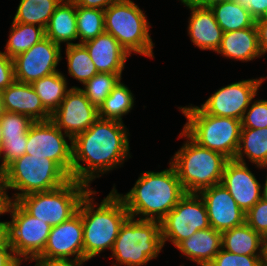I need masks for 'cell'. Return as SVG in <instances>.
<instances>
[{"label": "cell", "mask_w": 267, "mask_h": 266, "mask_svg": "<svg viewBox=\"0 0 267 266\" xmlns=\"http://www.w3.org/2000/svg\"><path fill=\"white\" fill-rule=\"evenodd\" d=\"M0 120L3 138L22 137L34 123L29 116L11 112H5Z\"/></svg>", "instance_id": "e575fe53"}, {"label": "cell", "mask_w": 267, "mask_h": 266, "mask_svg": "<svg viewBox=\"0 0 267 266\" xmlns=\"http://www.w3.org/2000/svg\"><path fill=\"white\" fill-rule=\"evenodd\" d=\"M217 55L234 61L250 62L262 58L256 24L242 30L223 33Z\"/></svg>", "instance_id": "7402d4cb"}, {"label": "cell", "mask_w": 267, "mask_h": 266, "mask_svg": "<svg viewBox=\"0 0 267 266\" xmlns=\"http://www.w3.org/2000/svg\"><path fill=\"white\" fill-rule=\"evenodd\" d=\"M105 32L111 34L132 56L154 59L155 43L151 38L146 13L133 0H119L104 10Z\"/></svg>", "instance_id": "52a82bcc"}, {"label": "cell", "mask_w": 267, "mask_h": 266, "mask_svg": "<svg viewBox=\"0 0 267 266\" xmlns=\"http://www.w3.org/2000/svg\"><path fill=\"white\" fill-rule=\"evenodd\" d=\"M4 181V175L0 174V216L9 215L7 213L9 204L11 202L10 195Z\"/></svg>", "instance_id": "bcb514c9"}, {"label": "cell", "mask_w": 267, "mask_h": 266, "mask_svg": "<svg viewBox=\"0 0 267 266\" xmlns=\"http://www.w3.org/2000/svg\"><path fill=\"white\" fill-rule=\"evenodd\" d=\"M231 1L236 2V3H239V4L247 5V3H248L250 0H231Z\"/></svg>", "instance_id": "f5cc1de1"}, {"label": "cell", "mask_w": 267, "mask_h": 266, "mask_svg": "<svg viewBox=\"0 0 267 266\" xmlns=\"http://www.w3.org/2000/svg\"><path fill=\"white\" fill-rule=\"evenodd\" d=\"M176 249L197 266H208L222 249V233L212 227L198 230L182 241Z\"/></svg>", "instance_id": "603a6c76"}, {"label": "cell", "mask_w": 267, "mask_h": 266, "mask_svg": "<svg viewBox=\"0 0 267 266\" xmlns=\"http://www.w3.org/2000/svg\"><path fill=\"white\" fill-rule=\"evenodd\" d=\"M45 36L63 47L74 45L78 39L76 5L69 0H62L55 8L45 28ZM74 41V42H73Z\"/></svg>", "instance_id": "cb8c5ba5"}, {"label": "cell", "mask_w": 267, "mask_h": 266, "mask_svg": "<svg viewBox=\"0 0 267 266\" xmlns=\"http://www.w3.org/2000/svg\"><path fill=\"white\" fill-rule=\"evenodd\" d=\"M248 166L235 159L228 160L221 181L245 213L261 199V183Z\"/></svg>", "instance_id": "ac0fdd59"}, {"label": "cell", "mask_w": 267, "mask_h": 266, "mask_svg": "<svg viewBox=\"0 0 267 266\" xmlns=\"http://www.w3.org/2000/svg\"><path fill=\"white\" fill-rule=\"evenodd\" d=\"M161 171H143L125 194L113 190L122 199L129 217L161 221L186 194L174 167Z\"/></svg>", "instance_id": "7a4b0ae2"}, {"label": "cell", "mask_w": 267, "mask_h": 266, "mask_svg": "<svg viewBox=\"0 0 267 266\" xmlns=\"http://www.w3.org/2000/svg\"><path fill=\"white\" fill-rule=\"evenodd\" d=\"M163 247L159 221L128 217L120 227L109 258L112 266H146L159 257Z\"/></svg>", "instance_id": "8992f818"}, {"label": "cell", "mask_w": 267, "mask_h": 266, "mask_svg": "<svg viewBox=\"0 0 267 266\" xmlns=\"http://www.w3.org/2000/svg\"><path fill=\"white\" fill-rule=\"evenodd\" d=\"M99 73L122 74L131 55L109 33L83 43Z\"/></svg>", "instance_id": "ffe728a7"}, {"label": "cell", "mask_w": 267, "mask_h": 266, "mask_svg": "<svg viewBox=\"0 0 267 266\" xmlns=\"http://www.w3.org/2000/svg\"><path fill=\"white\" fill-rule=\"evenodd\" d=\"M266 76L242 79L222 86L212 93L199 107L206 113L219 117L242 120L251 100L257 96Z\"/></svg>", "instance_id": "4fadbf2b"}, {"label": "cell", "mask_w": 267, "mask_h": 266, "mask_svg": "<svg viewBox=\"0 0 267 266\" xmlns=\"http://www.w3.org/2000/svg\"><path fill=\"white\" fill-rule=\"evenodd\" d=\"M208 266H267L265 256L236 255L221 249Z\"/></svg>", "instance_id": "8d00e7d4"}, {"label": "cell", "mask_w": 267, "mask_h": 266, "mask_svg": "<svg viewBox=\"0 0 267 266\" xmlns=\"http://www.w3.org/2000/svg\"><path fill=\"white\" fill-rule=\"evenodd\" d=\"M245 222L265 238L267 236V202L260 199L245 214Z\"/></svg>", "instance_id": "f35d334b"}, {"label": "cell", "mask_w": 267, "mask_h": 266, "mask_svg": "<svg viewBox=\"0 0 267 266\" xmlns=\"http://www.w3.org/2000/svg\"><path fill=\"white\" fill-rule=\"evenodd\" d=\"M97 191L90 189L78 209L83 223V261H89L107 250L112 251L121 225L129 217L122 199L111 189L100 203Z\"/></svg>", "instance_id": "3957f363"}, {"label": "cell", "mask_w": 267, "mask_h": 266, "mask_svg": "<svg viewBox=\"0 0 267 266\" xmlns=\"http://www.w3.org/2000/svg\"><path fill=\"white\" fill-rule=\"evenodd\" d=\"M185 141L170 158L181 185L186 193H199L219 184L229 160L223 154L199 146L183 130L179 137Z\"/></svg>", "instance_id": "277c9868"}, {"label": "cell", "mask_w": 267, "mask_h": 266, "mask_svg": "<svg viewBox=\"0 0 267 266\" xmlns=\"http://www.w3.org/2000/svg\"><path fill=\"white\" fill-rule=\"evenodd\" d=\"M5 108L3 103L2 91L0 90V118L5 114Z\"/></svg>", "instance_id": "f907efd6"}, {"label": "cell", "mask_w": 267, "mask_h": 266, "mask_svg": "<svg viewBox=\"0 0 267 266\" xmlns=\"http://www.w3.org/2000/svg\"><path fill=\"white\" fill-rule=\"evenodd\" d=\"M160 223L163 246L170 242L175 248L198 230L211 227L198 193H186Z\"/></svg>", "instance_id": "8fae6325"}, {"label": "cell", "mask_w": 267, "mask_h": 266, "mask_svg": "<svg viewBox=\"0 0 267 266\" xmlns=\"http://www.w3.org/2000/svg\"><path fill=\"white\" fill-rule=\"evenodd\" d=\"M9 244L22 262H30L45 249L52 226L28 214L16 201H11L8 211Z\"/></svg>", "instance_id": "30bf717a"}, {"label": "cell", "mask_w": 267, "mask_h": 266, "mask_svg": "<svg viewBox=\"0 0 267 266\" xmlns=\"http://www.w3.org/2000/svg\"><path fill=\"white\" fill-rule=\"evenodd\" d=\"M222 249L236 255L265 256V241L245 222L222 232Z\"/></svg>", "instance_id": "d4e9b609"}, {"label": "cell", "mask_w": 267, "mask_h": 266, "mask_svg": "<svg viewBox=\"0 0 267 266\" xmlns=\"http://www.w3.org/2000/svg\"><path fill=\"white\" fill-rule=\"evenodd\" d=\"M14 81L13 59L0 51V90H5Z\"/></svg>", "instance_id": "ab89813d"}, {"label": "cell", "mask_w": 267, "mask_h": 266, "mask_svg": "<svg viewBox=\"0 0 267 266\" xmlns=\"http://www.w3.org/2000/svg\"><path fill=\"white\" fill-rule=\"evenodd\" d=\"M178 1L190 11L186 32L193 45L201 51L216 53L224 32L215 20L213 11L209 7H201L185 0Z\"/></svg>", "instance_id": "d6986e66"}, {"label": "cell", "mask_w": 267, "mask_h": 266, "mask_svg": "<svg viewBox=\"0 0 267 266\" xmlns=\"http://www.w3.org/2000/svg\"><path fill=\"white\" fill-rule=\"evenodd\" d=\"M178 110L186 118L182 130L199 146L219 152L229 160L238 150L241 120L206 114L199 106L189 104Z\"/></svg>", "instance_id": "5b68a950"}, {"label": "cell", "mask_w": 267, "mask_h": 266, "mask_svg": "<svg viewBox=\"0 0 267 266\" xmlns=\"http://www.w3.org/2000/svg\"><path fill=\"white\" fill-rule=\"evenodd\" d=\"M89 190L90 188L84 183L70 179L57 189L31 193L16 202L28 214L53 227L68 220L77 212L81 199Z\"/></svg>", "instance_id": "9c48e42d"}, {"label": "cell", "mask_w": 267, "mask_h": 266, "mask_svg": "<svg viewBox=\"0 0 267 266\" xmlns=\"http://www.w3.org/2000/svg\"><path fill=\"white\" fill-rule=\"evenodd\" d=\"M68 78L62 71L54 72L31 83L44 108L52 114L61 104L67 91Z\"/></svg>", "instance_id": "4316f807"}, {"label": "cell", "mask_w": 267, "mask_h": 266, "mask_svg": "<svg viewBox=\"0 0 267 266\" xmlns=\"http://www.w3.org/2000/svg\"><path fill=\"white\" fill-rule=\"evenodd\" d=\"M246 8L255 20L267 16V0H250Z\"/></svg>", "instance_id": "ee69618b"}, {"label": "cell", "mask_w": 267, "mask_h": 266, "mask_svg": "<svg viewBox=\"0 0 267 266\" xmlns=\"http://www.w3.org/2000/svg\"><path fill=\"white\" fill-rule=\"evenodd\" d=\"M77 44L96 38L105 32L104 10L76 6Z\"/></svg>", "instance_id": "d6a6232c"}, {"label": "cell", "mask_w": 267, "mask_h": 266, "mask_svg": "<svg viewBox=\"0 0 267 266\" xmlns=\"http://www.w3.org/2000/svg\"><path fill=\"white\" fill-rule=\"evenodd\" d=\"M267 172V169H266ZM261 199L267 202V173L264 179V184L261 185Z\"/></svg>", "instance_id": "681fc988"}, {"label": "cell", "mask_w": 267, "mask_h": 266, "mask_svg": "<svg viewBox=\"0 0 267 266\" xmlns=\"http://www.w3.org/2000/svg\"><path fill=\"white\" fill-rule=\"evenodd\" d=\"M25 154L53 160L72 179V139L51 120L30 126Z\"/></svg>", "instance_id": "7c38bea8"}, {"label": "cell", "mask_w": 267, "mask_h": 266, "mask_svg": "<svg viewBox=\"0 0 267 266\" xmlns=\"http://www.w3.org/2000/svg\"><path fill=\"white\" fill-rule=\"evenodd\" d=\"M9 242L8 221L0 220V248L4 247Z\"/></svg>", "instance_id": "7dc6e473"}, {"label": "cell", "mask_w": 267, "mask_h": 266, "mask_svg": "<svg viewBox=\"0 0 267 266\" xmlns=\"http://www.w3.org/2000/svg\"><path fill=\"white\" fill-rule=\"evenodd\" d=\"M210 9L224 33L242 30L255 24V19L250 15L246 5L231 0L211 6Z\"/></svg>", "instance_id": "f1b7e54d"}, {"label": "cell", "mask_w": 267, "mask_h": 266, "mask_svg": "<svg viewBox=\"0 0 267 266\" xmlns=\"http://www.w3.org/2000/svg\"><path fill=\"white\" fill-rule=\"evenodd\" d=\"M45 36V28L32 24L13 22L3 51L10 58L29 50Z\"/></svg>", "instance_id": "f546056e"}, {"label": "cell", "mask_w": 267, "mask_h": 266, "mask_svg": "<svg viewBox=\"0 0 267 266\" xmlns=\"http://www.w3.org/2000/svg\"><path fill=\"white\" fill-rule=\"evenodd\" d=\"M27 133L22 137L3 138L0 154V170L3 172L12 162L25 154Z\"/></svg>", "instance_id": "74e56055"}, {"label": "cell", "mask_w": 267, "mask_h": 266, "mask_svg": "<svg viewBox=\"0 0 267 266\" xmlns=\"http://www.w3.org/2000/svg\"><path fill=\"white\" fill-rule=\"evenodd\" d=\"M2 146H3V132H2V125H1V120H0V154L2 151Z\"/></svg>", "instance_id": "816d5d0a"}, {"label": "cell", "mask_w": 267, "mask_h": 266, "mask_svg": "<svg viewBox=\"0 0 267 266\" xmlns=\"http://www.w3.org/2000/svg\"><path fill=\"white\" fill-rule=\"evenodd\" d=\"M264 241H265V262L267 265V236L264 238Z\"/></svg>", "instance_id": "db71d44e"}, {"label": "cell", "mask_w": 267, "mask_h": 266, "mask_svg": "<svg viewBox=\"0 0 267 266\" xmlns=\"http://www.w3.org/2000/svg\"><path fill=\"white\" fill-rule=\"evenodd\" d=\"M34 263L33 266H83L88 261L81 260H56V259H32L28 263ZM31 266V265H30Z\"/></svg>", "instance_id": "7bdbcfd3"}, {"label": "cell", "mask_w": 267, "mask_h": 266, "mask_svg": "<svg viewBox=\"0 0 267 266\" xmlns=\"http://www.w3.org/2000/svg\"><path fill=\"white\" fill-rule=\"evenodd\" d=\"M62 52L61 46L44 37L29 50L13 58L15 81L31 84L60 71L57 66L64 59Z\"/></svg>", "instance_id": "5bb4252c"}, {"label": "cell", "mask_w": 267, "mask_h": 266, "mask_svg": "<svg viewBox=\"0 0 267 266\" xmlns=\"http://www.w3.org/2000/svg\"><path fill=\"white\" fill-rule=\"evenodd\" d=\"M185 1L193 3V4L201 6V7H209L210 8L211 6H214V5L222 3V2L230 1V0H185Z\"/></svg>", "instance_id": "c3c4849f"}, {"label": "cell", "mask_w": 267, "mask_h": 266, "mask_svg": "<svg viewBox=\"0 0 267 266\" xmlns=\"http://www.w3.org/2000/svg\"><path fill=\"white\" fill-rule=\"evenodd\" d=\"M98 118V108L78 86L67 91L59 107L51 114V121L71 139L86 131Z\"/></svg>", "instance_id": "9a60e30c"}, {"label": "cell", "mask_w": 267, "mask_h": 266, "mask_svg": "<svg viewBox=\"0 0 267 266\" xmlns=\"http://www.w3.org/2000/svg\"><path fill=\"white\" fill-rule=\"evenodd\" d=\"M35 259L83 261V223L81 212L53 226L44 251Z\"/></svg>", "instance_id": "2e32d148"}, {"label": "cell", "mask_w": 267, "mask_h": 266, "mask_svg": "<svg viewBox=\"0 0 267 266\" xmlns=\"http://www.w3.org/2000/svg\"><path fill=\"white\" fill-rule=\"evenodd\" d=\"M121 79L109 96L98 108V116L102 119L123 121V117L131 113L136 102L135 95Z\"/></svg>", "instance_id": "83f0119b"}, {"label": "cell", "mask_w": 267, "mask_h": 266, "mask_svg": "<svg viewBox=\"0 0 267 266\" xmlns=\"http://www.w3.org/2000/svg\"><path fill=\"white\" fill-rule=\"evenodd\" d=\"M3 175L7 190H14L9 196L11 201L31 193L57 189L71 179L53 160L29 154L12 162Z\"/></svg>", "instance_id": "ba28073f"}, {"label": "cell", "mask_w": 267, "mask_h": 266, "mask_svg": "<svg viewBox=\"0 0 267 266\" xmlns=\"http://www.w3.org/2000/svg\"><path fill=\"white\" fill-rule=\"evenodd\" d=\"M76 6H81L85 8H97L101 10L107 9L111 4L119 0H69Z\"/></svg>", "instance_id": "f6af8a7d"}, {"label": "cell", "mask_w": 267, "mask_h": 266, "mask_svg": "<svg viewBox=\"0 0 267 266\" xmlns=\"http://www.w3.org/2000/svg\"><path fill=\"white\" fill-rule=\"evenodd\" d=\"M251 100L241 120L242 128H267V99Z\"/></svg>", "instance_id": "d590c367"}, {"label": "cell", "mask_w": 267, "mask_h": 266, "mask_svg": "<svg viewBox=\"0 0 267 266\" xmlns=\"http://www.w3.org/2000/svg\"><path fill=\"white\" fill-rule=\"evenodd\" d=\"M121 79L122 74L97 73L79 88L87 99L99 108Z\"/></svg>", "instance_id": "836d02e7"}, {"label": "cell", "mask_w": 267, "mask_h": 266, "mask_svg": "<svg viewBox=\"0 0 267 266\" xmlns=\"http://www.w3.org/2000/svg\"><path fill=\"white\" fill-rule=\"evenodd\" d=\"M203 199L210 226L219 232L245 223V212L222 183L203 189L198 193Z\"/></svg>", "instance_id": "e0dca14e"}, {"label": "cell", "mask_w": 267, "mask_h": 266, "mask_svg": "<svg viewBox=\"0 0 267 266\" xmlns=\"http://www.w3.org/2000/svg\"><path fill=\"white\" fill-rule=\"evenodd\" d=\"M62 0H20L13 22L46 28L55 8Z\"/></svg>", "instance_id": "4dcf8cb0"}, {"label": "cell", "mask_w": 267, "mask_h": 266, "mask_svg": "<svg viewBox=\"0 0 267 266\" xmlns=\"http://www.w3.org/2000/svg\"><path fill=\"white\" fill-rule=\"evenodd\" d=\"M129 136L124 122L98 118L72 139V179L92 189L97 178L123 167L132 158Z\"/></svg>", "instance_id": "6da1fadb"}, {"label": "cell", "mask_w": 267, "mask_h": 266, "mask_svg": "<svg viewBox=\"0 0 267 266\" xmlns=\"http://www.w3.org/2000/svg\"><path fill=\"white\" fill-rule=\"evenodd\" d=\"M65 59L68 75L78 83L84 85L88 80L99 73L90 54L83 44H74L65 47Z\"/></svg>", "instance_id": "1f68e13d"}, {"label": "cell", "mask_w": 267, "mask_h": 266, "mask_svg": "<svg viewBox=\"0 0 267 266\" xmlns=\"http://www.w3.org/2000/svg\"><path fill=\"white\" fill-rule=\"evenodd\" d=\"M255 24L258 31L259 49L264 58L267 54V16L255 20Z\"/></svg>", "instance_id": "b9f144b4"}, {"label": "cell", "mask_w": 267, "mask_h": 266, "mask_svg": "<svg viewBox=\"0 0 267 266\" xmlns=\"http://www.w3.org/2000/svg\"><path fill=\"white\" fill-rule=\"evenodd\" d=\"M2 97L6 112L29 116L34 122L51 120L31 84L14 81L2 90Z\"/></svg>", "instance_id": "44dd1931"}, {"label": "cell", "mask_w": 267, "mask_h": 266, "mask_svg": "<svg viewBox=\"0 0 267 266\" xmlns=\"http://www.w3.org/2000/svg\"><path fill=\"white\" fill-rule=\"evenodd\" d=\"M23 262L15 255L9 242L0 248V266H21Z\"/></svg>", "instance_id": "60d3db41"}, {"label": "cell", "mask_w": 267, "mask_h": 266, "mask_svg": "<svg viewBox=\"0 0 267 266\" xmlns=\"http://www.w3.org/2000/svg\"><path fill=\"white\" fill-rule=\"evenodd\" d=\"M234 159L246 164L250 161L258 170L267 169V128H241L239 146Z\"/></svg>", "instance_id": "484cf974"}]
</instances>
